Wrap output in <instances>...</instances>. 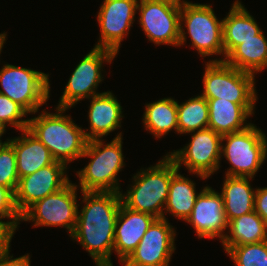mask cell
<instances>
[{
	"instance_id": "obj_1",
	"label": "cell",
	"mask_w": 267,
	"mask_h": 266,
	"mask_svg": "<svg viewBox=\"0 0 267 266\" xmlns=\"http://www.w3.org/2000/svg\"><path fill=\"white\" fill-rule=\"evenodd\" d=\"M85 205L78 210L70 236L82 245L97 266H113L114 232L122 203L118 192L82 191Z\"/></svg>"
},
{
	"instance_id": "obj_2",
	"label": "cell",
	"mask_w": 267,
	"mask_h": 266,
	"mask_svg": "<svg viewBox=\"0 0 267 266\" xmlns=\"http://www.w3.org/2000/svg\"><path fill=\"white\" fill-rule=\"evenodd\" d=\"M66 110L56 107L54 114L43 110L28 124V130L49 149L53 158L65 165L81 158L88 142L82 127L63 114Z\"/></svg>"
},
{
	"instance_id": "obj_3",
	"label": "cell",
	"mask_w": 267,
	"mask_h": 266,
	"mask_svg": "<svg viewBox=\"0 0 267 266\" xmlns=\"http://www.w3.org/2000/svg\"><path fill=\"white\" fill-rule=\"evenodd\" d=\"M178 170L167 154L155 166L140 169L127 193L120 192L122 204L133 211L163 218L171 178Z\"/></svg>"
},
{
	"instance_id": "obj_4",
	"label": "cell",
	"mask_w": 267,
	"mask_h": 266,
	"mask_svg": "<svg viewBox=\"0 0 267 266\" xmlns=\"http://www.w3.org/2000/svg\"><path fill=\"white\" fill-rule=\"evenodd\" d=\"M122 133L116 135L110 143L104 139H94L87 142L81 158L90 157V162L77 172L78 185L82 191L118 192V173L125 166L122 153Z\"/></svg>"
},
{
	"instance_id": "obj_5",
	"label": "cell",
	"mask_w": 267,
	"mask_h": 266,
	"mask_svg": "<svg viewBox=\"0 0 267 266\" xmlns=\"http://www.w3.org/2000/svg\"><path fill=\"white\" fill-rule=\"evenodd\" d=\"M212 5L187 2L181 7L180 39L178 46L186 41V32L191 38V46L201 57L224 55L223 48V21L218 20L211 7Z\"/></svg>"
},
{
	"instance_id": "obj_6",
	"label": "cell",
	"mask_w": 267,
	"mask_h": 266,
	"mask_svg": "<svg viewBox=\"0 0 267 266\" xmlns=\"http://www.w3.org/2000/svg\"><path fill=\"white\" fill-rule=\"evenodd\" d=\"M223 141L221 157L232 165L226 176L254 178L267 157V137L261 129L251 124L242 131L222 135Z\"/></svg>"
},
{
	"instance_id": "obj_7",
	"label": "cell",
	"mask_w": 267,
	"mask_h": 266,
	"mask_svg": "<svg viewBox=\"0 0 267 266\" xmlns=\"http://www.w3.org/2000/svg\"><path fill=\"white\" fill-rule=\"evenodd\" d=\"M205 65L201 96L233 103H256L258 96L253 74L238 70L225 61H208Z\"/></svg>"
},
{
	"instance_id": "obj_8",
	"label": "cell",
	"mask_w": 267,
	"mask_h": 266,
	"mask_svg": "<svg viewBox=\"0 0 267 266\" xmlns=\"http://www.w3.org/2000/svg\"><path fill=\"white\" fill-rule=\"evenodd\" d=\"M0 94L35 114L50 97L49 74L5 64L0 69Z\"/></svg>"
},
{
	"instance_id": "obj_9",
	"label": "cell",
	"mask_w": 267,
	"mask_h": 266,
	"mask_svg": "<svg viewBox=\"0 0 267 266\" xmlns=\"http://www.w3.org/2000/svg\"><path fill=\"white\" fill-rule=\"evenodd\" d=\"M77 187L70 181L64 188L35 202L21 215V221H32L34 227H64L71 236L78 215Z\"/></svg>"
},
{
	"instance_id": "obj_10",
	"label": "cell",
	"mask_w": 267,
	"mask_h": 266,
	"mask_svg": "<svg viewBox=\"0 0 267 266\" xmlns=\"http://www.w3.org/2000/svg\"><path fill=\"white\" fill-rule=\"evenodd\" d=\"M192 139L183 149L173 150L167 155L178 169L183 165L190 173L207 179L220 167L222 135L210 128L190 132Z\"/></svg>"
},
{
	"instance_id": "obj_11",
	"label": "cell",
	"mask_w": 267,
	"mask_h": 266,
	"mask_svg": "<svg viewBox=\"0 0 267 266\" xmlns=\"http://www.w3.org/2000/svg\"><path fill=\"white\" fill-rule=\"evenodd\" d=\"M116 53L106 48L94 47L79 62L65 86L60 97L58 108H71L84 98L89 99L95 95L99 83L102 82L103 62L110 63L116 57Z\"/></svg>"
},
{
	"instance_id": "obj_12",
	"label": "cell",
	"mask_w": 267,
	"mask_h": 266,
	"mask_svg": "<svg viewBox=\"0 0 267 266\" xmlns=\"http://www.w3.org/2000/svg\"><path fill=\"white\" fill-rule=\"evenodd\" d=\"M167 219L157 218L151 224L123 266H169L175 252L176 231Z\"/></svg>"
},
{
	"instance_id": "obj_13",
	"label": "cell",
	"mask_w": 267,
	"mask_h": 266,
	"mask_svg": "<svg viewBox=\"0 0 267 266\" xmlns=\"http://www.w3.org/2000/svg\"><path fill=\"white\" fill-rule=\"evenodd\" d=\"M137 10L140 12V27L150 42L178 46L181 7L159 1L139 0Z\"/></svg>"
},
{
	"instance_id": "obj_14",
	"label": "cell",
	"mask_w": 267,
	"mask_h": 266,
	"mask_svg": "<svg viewBox=\"0 0 267 266\" xmlns=\"http://www.w3.org/2000/svg\"><path fill=\"white\" fill-rule=\"evenodd\" d=\"M66 170L67 165L55 161L33 174L19 178L14 203L20 216L35 202L64 188L70 182Z\"/></svg>"
},
{
	"instance_id": "obj_15",
	"label": "cell",
	"mask_w": 267,
	"mask_h": 266,
	"mask_svg": "<svg viewBox=\"0 0 267 266\" xmlns=\"http://www.w3.org/2000/svg\"><path fill=\"white\" fill-rule=\"evenodd\" d=\"M138 2L139 0L103 1L97 16L101 35L94 47L106 48L118 54L121 42L127 37L135 21Z\"/></svg>"
},
{
	"instance_id": "obj_16",
	"label": "cell",
	"mask_w": 267,
	"mask_h": 266,
	"mask_svg": "<svg viewBox=\"0 0 267 266\" xmlns=\"http://www.w3.org/2000/svg\"><path fill=\"white\" fill-rule=\"evenodd\" d=\"M195 229L198 238L214 239L219 237L221 242L228 229V220L224 211L221 193L212 187L205 186L197 196L191 215L186 220Z\"/></svg>"
},
{
	"instance_id": "obj_17",
	"label": "cell",
	"mask_w": 267,
	"mask_h": 266,
	"mask_svg": "<svg viewBox=\"0 0 267 266\" xmlns=\"http://www.w3.org/2000/svg\"><path fill=\"white\" fill-rule=\"evenodd\" d=\"M156 219L149 213L133 211L121 203L115 225L113 247L121 263L136 249L143 235Z\"/></svg>"
},
{
	"instance_id": "obj_18",
	"label": "cell",
	"mask_w": 267,
	"mask_h": 266,
	"mask_svg": "<svg viewBox=\"0 0 267 266\" xmlns=\"http://www.w3.org/2000/svg\"><path fill=\"white\" fill-rule=\"evenodd\" d=\"M90 99V109L88 112L90 130L89 132H86L87 129L84 130L88 141L101 139L115 131V129L121 128L123 111L112 92H102Z\"/></svg>"
},
{
	"instance_id": "obj_19",
	"label": "cell",
	"mask_w": 267,
	"mask_h": 266,
	"mask_svg": "<svg viewBox=\"0 0 267 266\" xmlns=\"http://www.w3.org/2000/svg\"><path fill=\"white\" fill-rule=\"evenodd\" d=\"M209 109L208 128L220 135L242 131L252 123L247 118L254 114L255 103H233L228 100L206 99Z\"/></svg>"
},
{
	"instance_id": "obj_20",
	"label": "cell",
	"mask_w": 267,
	"mask_h": 266,
	"mask_svg": "<svg viewBox=\"0 0 267 266\" xmlns=\"http://www.w3.org/2000/svg\"><path fill=\"white\" fill-rule=\"evenodd\" d=\"M20 137L9 139L16 153V167L19 178L33 174L56 160L49 149L28 129Z\"/></svg>"
},
{
	"instance_id": "obj_21",
	"label": "cell",
	"mask_w": 267,
	"mask_h": 266,
	"mask_svg": "<svg viewBox=\"0 0 267 266\" xmlns=\"http://www.w3.org/2000/svg\"><path fill=\"white\" fill-rule=\"evenodd\" d=\"M223 21L224 58L239 44L252 39L262 30L245 6L237 0Z\"/></svg>"
},
{
	"instance_id": "obj_22",
	"label": "cell",
	"mask_w": 267,
	"mask_h": 266,
	"mask_svg": "<svg viewBox=\"0 0 267 266\" xmlns=\"http://www.w3.org/2000/svg\"><path fill=\"white\" fill-rule=\"evenodd\" d=\"M210 61H225L238 70L255 75L267 68V39L261 31L252 39L237 45L225 59Z\"/></svg>"
},
{
	"instance_id": "obj_23",
	"label": "cell",
	"mask_w": 267,
	"mask_h": 266,
	"mask_svg": "<svg viewBox=\"0 0 267 266\" xmlns=\"http://www.w3.org/2000/svg\"><path fill=\"white\" fill-rule=\"evenodd\" d=\"M251 179L225 175L221 195L228 222L254 211L256 189L251 187L249 182Z\"/></svg>"
},
{
	"instance_id": "obj_24",
	"label": "cell",
	"mask_w": 267,
	"mask_h": 266,
	"mask_svg": "<svg viewBox=\"0 0 267 266\" xmlns=\"http://www.w3.org/2000/svg\"><path fill=\"white\" fill-rule=\"evenodd\" d=\"M228 229L230 234L222 240L225 252L232 246L267 240V224L255 211L230 220Z\"/></svg>"
},
{
	"instance_id": "obj_25",
	"label": "cell",
	"mask_w": 267,
	"mask_h": 266,
	"mask_svg": "<svg viewBox=\"0 0 267 266\" xmlns=\"http://www.w3.org/2000/svg\"><path fill=\"white\" fill-rule=\"evenodd\" d=\"M195 184L188 177L181 175L179 170L172 176L164 208L165 212H163L164 219L166 218L165 214L170 212L171 215L179 218V220H187L191 215L196 198L200 194L196 193Z\"/></svg>"
},
{
	"instance_id": "obj_26",
	"label": "cell",
	"mask_w": 267,
	"mask_h": 266,
	"mask_svg": "<svg viewBox=\"0 0 267 266\" xmlns=\"http://www.w3.org/2000/svg\"><path fill=\"white\" fill-rule=\"evenodd\" d=\"M145 106L142 122L147 131L159 139L172 129L178 133L176 100L168 97Z\"/></svg>"
},
{
	"instance_id": "obj_27",
	"label": "cell",
	"mask_w": 267,
	"mask_h": 266,
	"mask_svg": "<svg viewBox=\"0 0 267 266\" xmlns=\"http://www.w3.org/2000/svg\"><path fill=\"white\" fill-rule=\"evenodd\" d=\"M177 120L179 134L208 128L209 109L206 98L198 95L181 104L177 101Z\"/></svg>"
},
{
	"instance_id": "obj_28",
	"label": "cell",
	"mask_w": 267,
	"mask_h": 266,
	"mask_svg": "<svg viewBox=\"0 0 267 266\" xmlns=\"http://www.w3.org/2000/svg\"><path fill=\"white\" fill-rule=\"evenodd\" d=\"M226 253L235 266H267V240L232 246Z\"/></svg>"
},
{
	"instance_id": "obj_29",
	"label": "cell",
	"mask_w": 267,
	"mask_h": 266,
	"mask_svg": "<svg viewBox=\"0 0 267 266\" xmlns=\"http://www.w3.org/2000/svg\"><path fill=\"white\" fill-rule=\"evenodd\" d=\"M18 182L16 153L14 147L8 142L0 145V185L15 193Z\"/></svg>"
},
{
	"instance_id": "obj_30",
	"label": "cell",
	"mask_w": 267,
	"mask_h": 266,
	"mask_svg": "<svg viewBox=\"0 0 267 266\" xmlns=\"http://www.w3.org/2000/svg\"><path fill=\"white\" fill-rule=\"evenodd\" d=\"M27 114L28 112L18 103L0 94V122L4 126L12 125L19 131L28 129L29 119H22Z\"/></svg>"
},
{
	"instance_id": "obj_31",
	"label": "cell",
	"mask_w": 267,
	"mask_h": 266,
	"mask_svg": "<svg viewBox=\"0 0 267 266\" xmlns=\"http://www.w3.org/2000/svg\"><path fill=\"white\" fill-rule=\"evenodd\" d=\"M0 218H9L10 226L15 231L18 229L21 221V216L15 207L14 193L3 185H0Z\"/></svg>"
},
{
	"instance_id": "obj_32",
	"label": "cell",
	"mask_w": 267,
	"mask_h": 266,
	"mask_svg": "<svg viewBox=\"0 0 267 266\" xmlns=\"http://www.w3.org/2000/svg\"><path fill=\"white\" fill-rule=\"evenodd\" d=\"M254 211L267 224V187L256 188L254 198Z\"/></svg>"
},
{
	"instance_id": "obj_33",
	"label": "cell",
	"mask_w": 267,
	"mask_h": 266,
	"mask_svg": "<svg viewBox=\"0 0 267 266\" xmlns=\"http://www.w3.org/2000/svg\"><path fill=\"white\" fill-rule=\"evenodd\" d=\"M10 249L0 253V266H30L29 254L13 259V255H10Z\"/></svg>"
},
{
	"instance_id": "obj_34",
	"label": "cell",
	"mask_w": 267,
	"mask_h": 266,
	"mask_svg": "<svg viewBox=\"0 0 267 266\" xmlns=\"http://www.w3.org/2000/svg\"><path fill=\"white\" fill-rule=\"evenodd\" d=\"M15 230L10 226V221H2L0 218V253L10 248V242Z\"/></svg>"
},
{
	"instance_id": "obj_35",
	"label": "cell",
	"mask_w": 267,
	"mask_h": 266,
	"mask_svg": "<svg viewBox=\"0 0 267 266\" xmlns=\"http://www.w3.org/2000/svg\"><path fill=\"white\" fill-rule=\"evenodd\" d=\"M153 1L168 3L176 7H182L185 3H187V1H184V0L182 1L181 0H153Z\"/></svg>"
},
{
	"instance_id": "obj_36",
	"label": "cell",
	"mask_w": 267,
	"mask_h": 266,
	"mask_svg": "<svg viewBox=\"0 0 267 266\" xmlns=\"http://www.w3.org/2000/svg\"><path fill=\"white\" fill-rule=\"evenodd\" d=\"M6 35L7 33H4V32L0 34V54H1L4 42L6 41V37H7Z\"/></svg>"
},
{
	"instance_id": "obj_37",
	"label": "cell",
	"mask_w": 267,
	"mask_h": 266,
	"mask_svg": "<svg viewBox=\"0 0 267 266\" xmlns=\"http://www.w3.org/2000/svg\"><path fill=\"white\" fill-rule=\"evenodd\" d=\"M5 132H6V126H4V125L0 122V142H2L1 137L4 135Z\"/></svg>"
},
{
	"instance_id": "obj_38",
	"label": "cell",
	"mask_w": 267,
	"mask_h": 266,
	"mask_svg": "<svg viewBox=\"0 0 267 266\" xmlns=\"http://www.w3.org/2000/svg\"><path fill=\"white\" fill-rule=\"evenodd\" d=\"M8 142H9V139H7V141L0 142V145H3V144L8 143Z\"/></svg>"
}]
</instances>
